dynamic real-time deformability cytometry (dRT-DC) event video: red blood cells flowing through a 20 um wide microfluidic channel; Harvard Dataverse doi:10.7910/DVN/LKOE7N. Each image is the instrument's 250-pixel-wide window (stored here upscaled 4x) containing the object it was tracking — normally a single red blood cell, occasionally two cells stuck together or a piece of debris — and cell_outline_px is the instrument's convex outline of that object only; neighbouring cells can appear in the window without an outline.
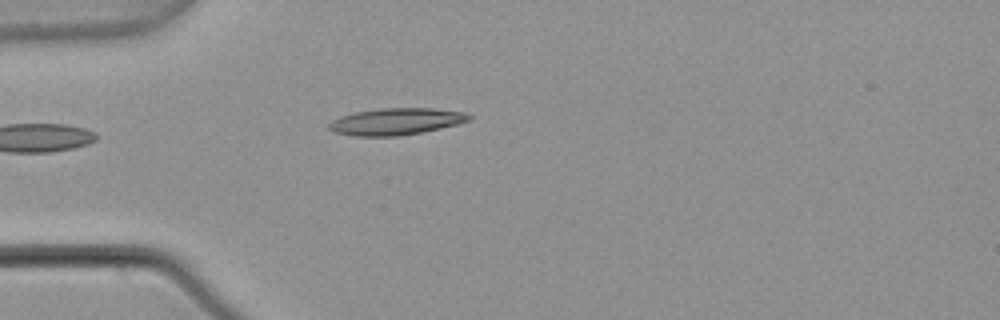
{"species": "common noctule bat (a hibernating species)", "species_latin": "Nyctalus noctula", "temperature_condition": "warm", "stored_images_in_passage": 3, "camera_frame_rate_fps": 3000, "um_per_image_px": 0.085, "animal": {"sex": "male", "body_mass_g": 21.5, "forearm_length_mm": 52.0}, "frame": {"image": 1, "passage_image": 3, "time_ms": 0.667, "image_size_px": [1000, 320], "cell_outline_px": [[472, 116], [468, 120], [456, 124], [424, 132], [400, 136], [356, 136], [332, 132], [328, 128], [328, 124], [332, 120], [340, 116], [356, 112], [380, 108], [432, 108], [464, 112]], "centroid_in_image_um": [33.62, 10.33], "position_along_channel_um": 51.4, "area_um2": 21.85}}